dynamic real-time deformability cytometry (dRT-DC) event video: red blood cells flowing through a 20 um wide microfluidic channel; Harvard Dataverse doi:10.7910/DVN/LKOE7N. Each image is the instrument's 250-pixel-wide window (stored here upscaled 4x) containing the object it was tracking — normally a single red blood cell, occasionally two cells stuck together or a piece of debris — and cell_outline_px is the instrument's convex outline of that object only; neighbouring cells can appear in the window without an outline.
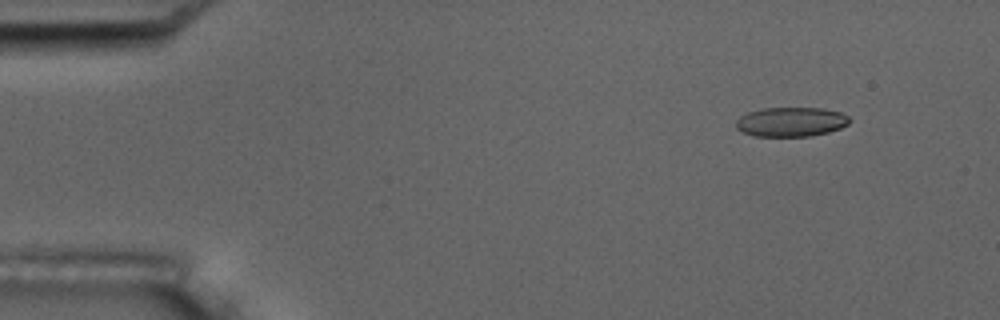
{"species": "common noctule bat (a hibernating species)", "species_latin": "Nyctalus noctula", "temperature_condition": "room temperature", "stored_images_in_passage": 5, "camera_frame_rate_fps": 3000, "um_per_image_px": 0.085, "animal": {"sex": "male", "body_mass_g": 17.5, "forearm_length_mm": 52.3}, "frame": {"image": 1, "passage_image": 2, "time_ms": 1.333, "image_size_px": [1000, 320], "cell_outline_px": [[852, 120], [848, 124], [840, 128], [828, 132], [812, 136], [752, 136], [736, 128], [736, 120], [740, 116], [748, 112], [764, 108], [824, 108], [840, 112], [848, 116]], "centroid_in_image_um": [67.25, 10.36], "position_along_channel_um": 17.8, "area_um2": 19.54}}
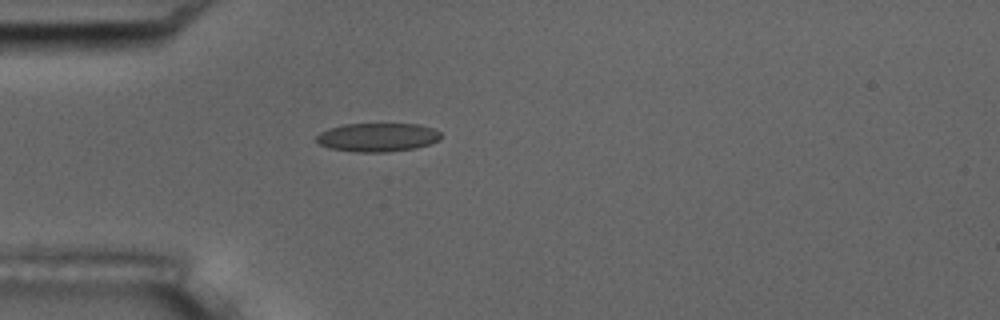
{"frame": {"image": 2, "passage_image": 5, "time_ms": 4.667, "image_size_px": [1000, 320], "cell_outline_px": [[440, 140], [416, 148], [384, 152], [356, 152], [328, 148], [320, 144], [316, 140], [316, 136], [320, 132], [328, 128], [344, 124], [420, 124], [432, 128], [440, 132]], "centroid_in_image_um": [32.07, 11.67], "position_along_channel_um": 52.9, "area_um2": 20.81}}